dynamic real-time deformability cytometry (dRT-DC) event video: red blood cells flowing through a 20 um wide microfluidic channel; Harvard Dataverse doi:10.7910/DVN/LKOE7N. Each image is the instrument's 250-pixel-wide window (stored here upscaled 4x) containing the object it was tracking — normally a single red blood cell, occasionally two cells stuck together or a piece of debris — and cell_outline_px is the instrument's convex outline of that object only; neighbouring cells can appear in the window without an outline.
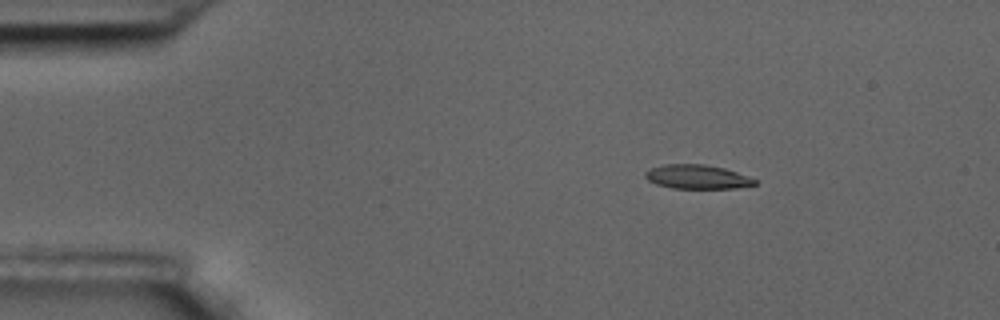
{"species": "common noctule bat (a hibernating species)", "species_latin": "Nyctalus noctula", "temperature_condition": "room temperature", "stored_images_in_passage": 5, "camera_frame_rate_fps": 3000, "um_per_image_px": 0.085, "animal": {"sex": "male", "body_mass_g": 17.5, "forearm_length_mm": 52.3}, "frame": {"image": 1, "passage_image": 3, "time_ms": 0.667, "image_size_px": [1000, 320], "cell_outline_px": [[756, 184], [736, 188], [672, 188], [656, 184], [648, 180], [644, 176], [644, 172], [648, 168], [664, 164], [704, 164], [724, 168], [748, 176], [756, 180]], "centroid_in_image_um": [59.21, 15.02], "position_along_channel_um": 25.8, "area_um2": 15.37}}